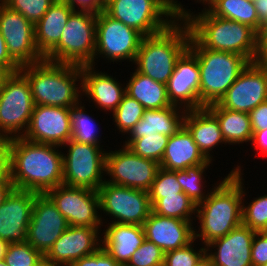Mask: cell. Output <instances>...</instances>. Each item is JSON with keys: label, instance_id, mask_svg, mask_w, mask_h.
<instances>
[{"label": "cell", "instance_id": "1", "mask_svg": "<svg viewBox=\"0 0 267 266\" xmlns=\"http://www.w3.org/2000/svg\"><path fill=\"white\" fill-rule=\"evenodd\" d=\"M241 168L234 167L222 181L214 184L208 197L197 204L195 220L198 218L200 225L198 231L194 229V239L199 238L204 246L242 224V203L247 194Z\"/></svg>", "mask_w": 267, "mask_h": 266}, {"label": "cell", "instance_id": "2", "mask_svg": "<svg viewBox=\"0 0 267 266\" xmlns=\"http://www.w3.org/2000/svg\"><path fill=\"white\" fill-rule=\"evenodd\" d=\"M60 146L12 139L11 182L13 187L45 194L63 184V152Z\"/></svg>", "mask_w": 267, "mask_h": 266}, {"label": "cell", "instance_id": "3", "mask_svg": "<svg viewBox=\"0 0 267 266\" xmlns=\"http://www.w3.org/2000/svg\"><path fill=\"white\" fill-rule=\"evenodd\" d=\"M176 1V14L189 26L191 36L206 49L239 54L250 62L258 55L259 34L250 26L212 15L206 8L194 14ZM192 12V13H191Z\"/></svg>", "mask_w": 267, "mask_h": 266}, {"label": "cell", "instance_id": "4", "mask_svg": "<svg viewBox=\"0 0 267 266\" xmlns=\"http://www.w3.org/2000/svg\"><path fill=\"white\" fill-rule=\"evenodd\" d=\"M19 71L30 84L35 105L71 108L82 99V66L43 60Z\"/></svg>", "mask_w": 267, "mask_h": 266}, {"label": "cell", "instance_id": "5", "mask_svg": "<svg viewBox=\"0 0 267 266\" xmlns=\"http://www.w3.org/2000/svg\"><path fill=\"white\" fill-rule=\"evenodd\" d=\"M190 37L189 26L182 18L159 33L143 37L134 61L136 70L166 85L177 60L189 48Z\"/></svg>", "mask_w": 267, "mask_h": 266}, {"label": "cell", "instance_id": "6", "mask_svg": "<svg viewBox=\"0 0 267 266\" xmlns=\"http://www.w3.org/2000/svg\"><path fill=\"white\" fill-rule=\"evenodd\" d=\"M189 49L196 55L200 70V101L217 103L250 61L239 54L203 48L192 36Z\"/></svg>", "mask_w": 267, "mask_h": 266}, {"label": "cell", "instance_id": "7", "mask_svg": "<svg viewBox=\"0 0 267 266\" xmlns=\"http://www.w3.org/2000/svg\"><path fill=\"white\" fill-rule=\"evenodd\" d=\"M96 17L97 13L92 11L74 10L68 18L59 43L44 60L79 66L94 63Z\"/></svg>", "mask_w": 267, "mask_h": 266}, {"label": "cell", "instance_id": "8", "mask_svg": "<svg viewBox=\"0 0 267 266\" xmlns=\"http://www.w3.org/2000/svg\"><path fill=\"white\" fill-rule=\"evenodd\" d=\"M177 0H105V12L144 37L166 29L178 17Z\"/></svg>", "mask_w": 267, "mask_h": 266}, {"label": "cell", "instance_id": "9", "mask_svg": "<svg viewBox=\"0 0 267 266\" xmlns=\"http://www.w3.org/2000/svg\"><path fill=\"white\" fill-rule=\"evenodd\" d=\"M63 153V185L84 187L97 191L105 182L106 152L101 146L70 139L61 146ZM103 150V151H102Z\"/></svg>", "mask_w": 267, "mask_h": 266}, {"label": "cell", "instance_id": "10", "mask_svg": "<svg viewBox=\"0 0 267 266\" xmlns=\"http://www.w3.org/2000/svg\"><path fill=\"white\" fill-rule=\"evenodd\" d=\"M34 107L28 80L20 71L12 73L0 90V137H23Z\"/></svg>", "mask_w": 267, "mask_h": 266}, {"label": "cell", "instance_id": "11", "mask_svg": "<svg viewBox=\"0 0 267 266\" xmlns=\"http://www.w3.org/2000/svg\"><path fill=\"white\" fill-rule=\"evenodd\" d=\"M143 37L140 32L113 19L105 11L97 13L96 49L91 66L97 65L95 61L98 57L113 64L126 60L134 63Z\"/></svg>", "mask_w": 267, "mask_h": 266}, {"label": "cell", "instance_id": "12", "mask_svg": "<svg viewBox=\"0 0 267 266\" xmlns=\"http://www.w3.org/2000/svg\"><path fill=\"white\" fill-rule=\"evenodd\" d=\"M97 193L99 195L100 216L104 218L102 213H106V216L112 218L111 223L142 226L152 212L147 191L118 186L105 181Z\"/></svg>", "mask_w": 267, "mask_h": 266}, {"label": "cell", "instance_id": "13", "mask_svg": "<svg viewBox=\"0 0 267 266\" xmlns=\"http://www.w3.org/2000/svg\"><path fill=\"white\" fill-rule=\"evenodd\" d=\"M45 195L66 218L69 226L101 228L104 220L99 214L97 191L84 187L59 185Z\"/></svg>", "mask_w": 267, "mask_h": 266}, {"label": "cell", "instance_id": "14", "mask_svg": "<svg viewBox=\"0 0 267 266\" xmlns=\"http://www.w3.org/2000/svg\"><path fill=\"white\" fill-rule=\"evenodd\" d=\"M106 151L105 181L114 185L149 191L160 164L134 154L126 146Z\"/></svg>", "mask_w": 267, "mask_h": 266}, {"label": "cell", "instance_id": "15", "mask_svg": "<svg viewBox=\"0 0 267 266\" xmlns=\"http://www.w3.org/2000/svg\"><path fill=\"white\" fill-rule=\"evenodd\" d=\"M0 32L10 57L21 67L42 62L35 44L34 24L0 1Z\"/></svg>", "mask_w": 267, "mask_h": 266}, {"label": "cell", "instance_id": "16", "mask_svg": "<svg viewBox=\"0 0 267 266\" xmlns=\"http://www.w3.org/2000/svg\"><path fill=\"white\" fill-rule=\"evenodd\" d=\"M267 101V69L250 62L217 104L225 109L249 113Z\"/></svg>", "mask_w": 267, "mask_h": 266}, {"label": "cell", "instance_id": "17", "mask_svg": "<svg viewBox=\"0 0 267 266\" xmlns=\"http://www.w3.org/2000/svg\"><path fill=\"white\" fill-rule=\"evenodd\" d=\"M68 227L52 201L45 194H38L33 202L27 242L45 256Z\"/></svg>", "mask_w": 267, "mask_h": 266}, {"label": "cell", "instance_id": "18", "mask_svg": "<svg viewBox=\"0 0 267 266\" xmlns=\"http://www.w3.org/2000/svg\"><path fill=\"white\" fill-rule=\"evenodd\" d=\"M172 105L193 110L206 107L200 101V70L196 55L188 48L177 60L166 83Z\"/></svg>", "mask_w": 267, "mask_h": 266}, {"label": "cell", "instance_id": "19", "mask_svg": "<svg viewBox=\"0 0 267 266\" xmlns=\"http://www.w3.org/2000/svg\"><path fill=\"white\" fill-rule=\"evenodd\" d=\"M72 136L70 108L35 105L23 137L29 141L63 146Z\"/></svg>", "mask_w": 267, "mask_h": 266}, {"label": "cell", "instance_id": "20", "mask_svg": "<svg viewBox=\"0 0 267 266\" xmlns=\"http://www.w3.org/2000/svg\"><path fill=\"white\" fill-rule=\"evenodd\" d=\"M38 194L13 188L0 206V239L8 243L27 242L33 202Z\"/></svg>", "mask_w": 267, "mask_h": 266}, {"label": "cell", "instance_id": "21", "mask_svg": "<svg viewBox=\"0 0 267 266\" xmlns=\"http://www.w3.org/2000/svg\"><path fill=\"white\" fill-rule=\"evenodd\" d=\"M100 233V228L69 226L45 257L56 264L69 266L76 260L95 253L102 246Z\"/></svg>", "mask_w": 267, "mask_h": 266}, {"label": "cell", "instance_id": "22", "mask_svg": "<svg viewBox=\"0 0 267 266\" xmlns=\"http://www.w3.org/2000/svg\"><path fill=\"white\" fill-rule=\"evenodd\" d=\"M254 235L255 231L241 224L226 236L207 244L206 254L214 266H252L251 246Z\"/></svg>", "mask_w": 267, "mask_h": 266}, {"label": "cell", "instance_id": "23", "mask_svg": "<svg viewBox=\"0 0 267 266\" xmlns=\"http://www.w3.org/2000/svg\"><path fill=\"white\" fill-rule=\"evenodd\" d=\"M193 223L151 212L142 227L145 238L166 253L184 247L194 240Z\"/></svg>", "mask_w": 267, "mask_h": 266}, {"label": "cell", "instance_id": "24", "mask_svg": "<svg viewBox=\"0 0 267 266\" xmlns=\"http://www.w3.org/2000/svg\"><path fill=\"white\" fill-rule=\"evenodd\" d=\"M94 66H82V96L94 102L97 109L113 111L119 106L126 93L125 84L117 82L116 78L99 70ZM123 86V87H122Z\"/></svg>", "mask_w": 267, "mask_h": 266}, {"label": "cell", "instance_id": "25", "mask_svg": "<svg viewBox=\"0 0 267 266\" xmlns=\"http://www.w3.org/2000/svg\"><path fill=\"white\" fill-rule=\"evenodd\" d=\"M184 126L192 134L194 142L202 154L210 161H214L213 149L219 145H227L220 129L216 116L207 108L187 110L184 117ZM210 152H212L210 154Z\"/></svg>", "mask_w": 267, "mask_h": 266}, {"label": "cell", "instance_id": "26", "mask_svg": "<svg viewBox=\"0 0 267 266\" xmlns=\"http://www.w3.org/2000/svg\"><path fill=\"white\" fill-rule=\"evenodd\" d=\"M103 235L102 247L118 262L125 266L132 254L145 240L143 227L135 224L108 223Z\"/></svg>", "mask_w": 267, "mask_h": 266}, {"label": "cell", "instance_id": "27", "mask_svg": "<svg viewBox=\"0 0 267 266\" xmlns=\"http://www.w3.org/2000/svg\"><path fill=\"white\" fill-rule=\"evenodd\" d=\"M208 161L194 142L192 134L183 125L169 137L160 167L169 171L185 170L188 167L205 165Z\"/></svg>", "mask_w": 267, "mask_h": 266}, {"label": "cell", "instance_id": "28", "mask_svg": "<svg viewBox=\"0 0 267 266\" xmlns=\"http://www.w3.org/2000/svg\"><path fill=\"white\" fill-rule=\"evenodd\" d=\"M171 105L162 109L145 110L142 118L128 133L127 139H138L156 133L168 137L174 135L183 125L186 109Z\"/></svg>", "mask_w": 267, "mask_h": 266}, {"label": "cell", "instance_id": "29", "mask_svg": "<svg viewBox=\"0 0 267 266\" xmlns=\"http://www.w3.org/2000/svg\"><path fill=\"white\" fill-rule=\"evenodd\" d=\"M75 9L62 0H56L34 25L35 44L45 57L58 43L64 27Z\"/></svg>", "mask_w": 267, "mask_h": 266}, {"label": "cell", "instance_id": "30", "mask_svg": "<svg viewBox=\"0 0 267 266\" xmlns=\"http://www.w3.org/2000/svg\"><path fill=\"white\" fill-rule=\"evenodd\" d=\"M126 81L125 91L136 99L146 110L162 109L171 106L166 85L156 82L150 77L139 73L136 69Z\"/></svg>", "mask_w": 267, "mask_h": 266}, {"label": "cell", "instance_id": "31", "mask_svg": "<svg viewBox=\"0 0 267 266\" xmlns=\"http://www.w3.org/2000/svg\"><path fill=\"white\" fill-rule=\"evenodd\" d=\"M217 118L222 136L228 145L251 142L253 131L250 116L246 112L231 111L217 103L206 106Z\"/></svg>", "mask_w": 267, "mask_h": 266}, {"label": "cell", "instance_id": "32", "mask_svg": "<svg viewBox=\"0 0 267 266\" xmlns=\"http://www.w3.org/2000/svg\"><path fill=\"white\" fill-rule=\"evenodd\" d=\"M205 8L214 16L246 24L258 34L264 29L259 23L254 2L247 0H213Z\"/></svg>", "mask_w": 267, "mask_h": 266}, {"label": "cell", "instance_id": "33", "mask_svg": "<svg viewBox=\"0 0 267 266\" xmlns=\"http://www.w3.org/2000/svg\"><path fill=\"white\" fill-rule=\"evenodd\" d=\"M84 103L80 100L73 107L70 108L71 119V139L84 144H93L101 146L100 137L98 135V128L95 119L85 111ZM87 113V114H86Z\"/></svg>", "mask_w": 267, "mask_h": 266}, {"label": "cell", "instance_id": "34", "mask_svg": "<svg viewBox=\"0 0 267 266\" xmlns=\"http://www.w3.org/2000/svg\"><path fill=\"white\" fill-rule=\"evenodd\" d=\"M197 205L184 193L165 196L152 205V212L155 214L177 218L185 221H193L196 216Z\"/></svg>", "mask_w": 267, "mask_h": 266}, {"label": "cell", "instance_id": "35", "mask_svg": "<svg viewBox=\"0 0 267 266\" xmlns=\"http://www.w3.org/2000/svg\"><path fill=\"white\" fill-rule=\"evenodd\" d=\"M212 162L213 161L209 160L205 165H197L188 167L185 170H177L178 183L180 184L183 192L196 205L204 201L209 195V191L206 193L204 190L207 186H204L205 183L203 181L205 180V177L203 175L206 173L207 168L210 167Z\"/></svg>", "mask_w": 267, "mask_h": 266}, {"label": "cell", "instance_id": "36", "mask_svg": "<svg viewBox=\"0 0 267 266\" xmlns=\"http://www.w3.org/2000/svg\"><path fill=\"white\" fill-rule=\"evenodd\" d=\"M169 137L156 133L138 139H126L123 145L140 157L153 160L160 164Z\"/></svg>", "mask_w": 267, "mask_h": 266}, {"label": "cell", "instance_id": "37", "mask_svg": "<svg viewBox=\"0 0 267 266\" xmlns=\"http://www.w3.org/2000/svg\"><path fill=\"white\" fill-rule=\"evenodd\" d=\"M145 110L136 99L125 93L121 103L112 113L113 122L119 133L128 134L142 118Z\"/></svg>", "mask_w": 267, "mask_h": 266}, {"label": "cell", "instance_id": "38", "mask_svg": "<svg viewBox=\"0 0 267 266\" xmlns=\"http://www.w3.org/2000/svg\"><path fill=\"white\" fill-rule=\"evenodd\" d=\"M242 203V224L255 232H267V194Z\"/></svg>", "mask_w": 267, "mask_h": 266}, {"label": "cell", "instance_id": "39", "mask_svg": "<svg viewBox=\"0 0 267 266\" xmlns=\"http://www.w3.org/2000/svg\"><path fill=\"white\" fill-rule=\"evenodd\" d=\"M181 192L183 190L177 181V170L169 171L160 167L148 191L151 206L165 196L178 195Z\"/></svg>", "mask_w": 267, "mask_h": 266}, {"label": "cell", "instance_id": "40", "mask_svg": "<svg viewBox=\"0 0 267 266\" xmlns=\"http://www.w3.org/2000/svg\"><path fill=\"white\" fill-rule=\"evenodd\" d=\"M43 255L28 242L9 243L3 258L8 266H36Z\"/></svg>", "mask_w": 267, "mask_h": 266}, {"label": "cell", "instance_id": "41", "mask_svg": "<svg viewBox=\"0 0 267 266\" xmlns=\"http://www.w3.org/2000/svg\"><path fill=\"white\" fill-rule=\"evenodd\" d=\"M9 9L21 13L34 25L56 0H0Z\"/></svg>", "mask_w": 267, "mask_h": 266}, {"label": "cell", "instance_id": "42", "mask_svg": "<svg viewBox=\"0 0 267 266\" xmlns=\"http://www.w3.org/2000/svg\"><path fill=\"white\" fill-rule=\"evenodd\" d=\"M165 252L145 238L125 266H163Z\"/></svg>", "mask_w": 267, "mask_h": 266}, {"label": "cell", "instance_id": "43", "mask_svg": "<svg viewBox=\"0 0 267 266\" xmlns=\"http://www.w3.org/2000/svg\"><path fill=\"white\" fill-rule=\"evenodd\" d=\"M194 239L188 245L165 253L163 266H195L199 259L206 253V246L194 249Z\"/></svg>", "mask_w": 267, "mask_h": 266}, {"label": "cell", "instance_id": "44", "mask_svg": "<svg viewBox=\"0 0 267 266\" xmlns=\"http://www.w3.org/2000/svg\"><path fill=\"white\" fill-rule=\"evenodd\" d=\"M69 266H121L115 259L101 246L95 253L84 256Z\"/></svg>", "mask_w": 267, "mask_h": 266}, {"label": "cell", "instance_id": "45", "mask_svg": "<svg viewBox=\"0 0 267 266\" xmlns=\"http://www.w3.org/2000/svg\"><path fill=\"white\" fill-rule=\"evenodd\" d=\"M252 266L267 263V232H255L251 246Z\"/></svg>", "mask_w": 267, "mask_h": 266}, {"label": "cell", "instance_id": "46", "mask_svg": "<svg viewBox=\"0 0 267 266\" xmlns=\"http://www.w3.org/2000/svg\"><path fill=\"white\" fill-rule=\"evenodd\" d=\"M12 139L0 137V181L11 180Z\"/></svg>", "mask_w": 267, "mask_h": 266}, {"label": "cell", "instance_id": "47", "mask_svg": "<svg viewBox=\"0 0 267 266\" xmlns=\"http://www.w3.org/2000/svg\"><path fill=\"white\" fill-rule=\"evenodd\" d=\"M252 131L267 129V101L249 112Z\"/></svg>", "mask_w": 267, "mask_h": 266}, {"label": "cell", "instance_id": "48", "mask_svg": "<svg viewBox=\"0 0 267 266\" xmlns=\"http://www.w3.org/2000/svg\"><path fill=\"white\" fill-rule=\"evenodd\" d=\"M75 10H86L100 13L105 10V0H62ZM77 7V8H76Z\"/></svg>", "mask_w": 267, "mask_h": 266}, {"label": "cell", "instance_id": "49", "mask_svg": "<svg viewBox=\"0 0 267 266\" xmlns=\"http://www.w3.org/2000/svg\"><path fill=\"white\" fill-rule=\"evenodd\" d=\"M0 65L6 67L11 73L18 72L20 66L10 57L5 40L0 32Z\"/></svg>", "mask_w": 267, "mask_h": 266}, {"label": "cell", "instance_id": "50", "mask_svg": "<svg viewBox=\"0 0 267 266\" xmlns=\"http://www.w3.org/2000/svg\"><path fill=\"white\" fill-rule=\"evenodd\" d=\"M251 145L258 149L261 155H267V129L254 131L251 139Z\"/></svg>", "mask_w": 267, "mask_h": 266}, {"label": "cell", "instance_id": "51", "mask_svg": "<svg viewBox=\"0 0 267 266\" xmlns=\"http://www.w3.org/2000/svg\"><path fill=\"white\" fill-rule=\"evenodd\" d=\"M256 62L267 69V32H261L259 34Z\"/></svg>", "mask_w": 267, "mask_h": 266}, {"label": "cell", "instance_id": "52", "mask_svg": "<svg viewBox=\"0 0 267 266\" xmlns=\"http://www.w3.org/2000/svg\"><path fill=\"white\" fill-rule=\"evenodd\" d=\"M259 23L265 27L267 25V0H254Z\"/></svg>", "mask_w": 267, "mask_h": 266}, {"label": "cell", "instance_id": "53", "mask_svg": "<svg viewBox=\"0 0 267 266\" xmlns=\"http://www.w3.org/2000/svg\"><path fill=\"white\" fill-rule=\"evenodd\" d=\"M13 188L11 181H0V206Z\"/></svg>", "mask_w": 267, "mask_h": 266}, {"label": "cell", "instance_id": "54", "mask_svg": "<svg viewBox=\"0 0 267 266\" xmlns=\"http://www.w3.org/2000/svg\"><path fill=\"white\" fill-rule=\"evenodd\" d=\"M12 73L4 66L0 65V90L4 86V83L6 79L11 75Z\"/></svg>", "mask_w": 267, "mask_h": 266}, {"label": "cell", "instance_id": "55", "mask_svg": "<svg viewBox=\"0 0 267 266\" xmlns=\"http://www.w3.org/2000/svg\"><path fill=\"white\" fill-rule=\"evenodd\" d=\"M195 266H214L211 258L205 253Z\"/></svg>", "mask_w": 267, "mask_h": 266}, {"label": "cell", "instance_id": "56", "mask_svg": "<svg viewBox=\"0 0 267 266\" xmlns=\"http://www.w3.org/2000/svg\"><path fill=\"white\" fill-rule=\"evenodd\" d=\"M36 266H62L60 264H56L51 260H48L45 256L37 263Z\"/></svg>", "mask_w": 267, "mask_h": 266}, {"label": "cell", "instance_id": "57", "mask_svg": "<svg viewBox=\"0 0 267 266\" xmlns=\"http://www.w3.org/2000/svg\"><path fill=\"white\" fill-rule=\"evenodd\" d=\"M9 243L0 239V260H3Z\"/></svg>", "mask_w": 267, "mask_h": 266}, {"label": "cell", "instance_id": "58", "mask_svg": "<svg viewBox=\"0 0 267 266\" xmlns=\"http://www.w3.org/2000/svg\"><path fill=\"white\" fill-rule=\"evenodd\" d=\"M199 3H202L203 5H205V7L212 2L213 0H196Z\"/></svg>", "mask_w": 267, "mask_h": 266}, {"label": "cell", "instance_id": "59", "mask_svg": "<svg viewBox=\"0 0 267 266\" xmlns=\"http://www.w3.org/2000/svg\"><path fill=\"white\" fill-rule=\"evenodd\" d=\"M0 266H8V265L4 262V260H0Z\"/></svg>", "mask_w": 267, "mask_h": 266}, {"label": "cell", "instance_id": "60", "mask_svg": "<svg viewBox=\"0 0 267 266\" xmlns=\"http://www.w3.org/2000/svg\"><path fill=\"white\" fill-rule=\"evenodd\" d=\"M262 32H267V25L264 27V29L262 30Z\"/></svg>", "mask_w": 267, "mask_h": 266}]
</instances>
